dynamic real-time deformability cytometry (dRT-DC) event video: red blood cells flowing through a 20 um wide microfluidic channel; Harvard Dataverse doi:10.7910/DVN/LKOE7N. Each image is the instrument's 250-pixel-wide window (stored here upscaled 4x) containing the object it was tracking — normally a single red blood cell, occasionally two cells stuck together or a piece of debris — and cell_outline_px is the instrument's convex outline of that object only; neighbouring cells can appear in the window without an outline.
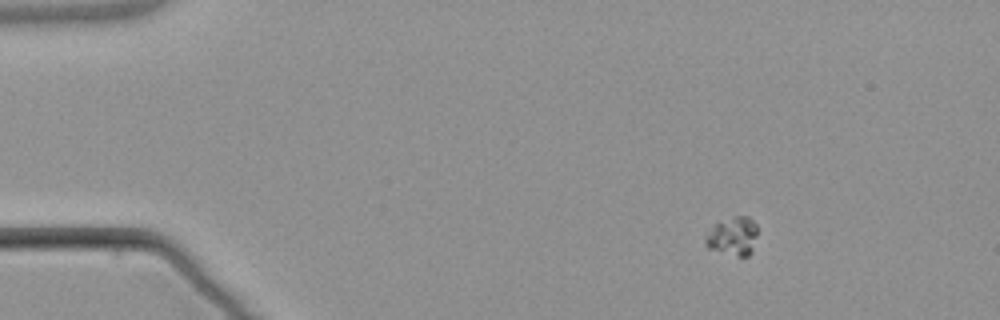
{"species": "common noctule bat (a hibernating species)", "species_latin": "Nyctalus noctula", "temperature_condition": "warm", "stored_images_in_passage": 4, "camera_frame_rate_fps": 3000, "um_per_image_px": 0.085, "animal": {"sex": "male", "body_mass_g": 21.5, "forearm_length_mm": 52.0}, "frame": {"image": 1, "passage_image": 2, "time_ms": 1.333, "image_size_px": [1000, 320], "cell_outline_px": [[756, 236], [752, 252], [748, 256], [736, 256], [708, 248], [704, 244], [704, 236], [712, 224], [732, 216], [748, 216], [756, 224]], "centroid_in_image_um": [62.24, 20.06], "position_along_channel_um": 22.8, "area_um2": 11.91}}